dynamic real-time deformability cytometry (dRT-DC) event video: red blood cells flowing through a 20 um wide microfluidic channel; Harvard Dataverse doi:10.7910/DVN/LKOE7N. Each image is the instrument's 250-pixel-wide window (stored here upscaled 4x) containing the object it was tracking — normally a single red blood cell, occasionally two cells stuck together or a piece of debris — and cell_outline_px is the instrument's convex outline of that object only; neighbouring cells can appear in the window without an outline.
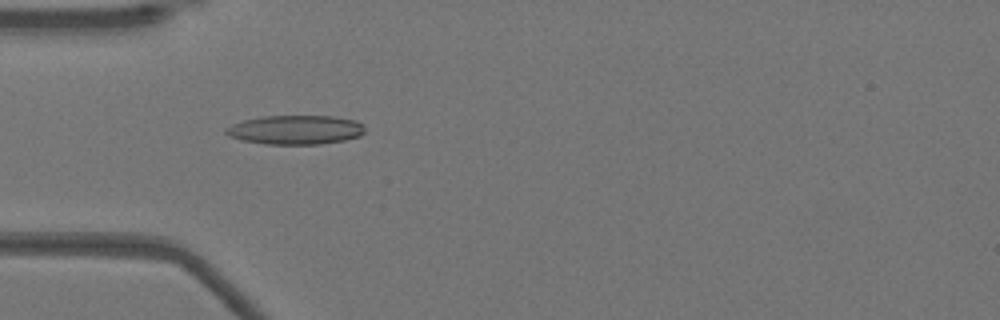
{"species": "Egyptian fruit bat (a non-hibernating species)", "species_latin": "Rousettus aegyptiacus", "temperature_condition": "warm", "stored_images_in_passage": 52, "camera_frame_rate_fps": 3000, "um_per_image_px": 0.085, "animal": {"sex": "female"}, "frame": {"image": 1, "passage_image": 16, "time_ms": 5.0, "image_size_px": [1000, 320], "cell_outline_px": [[364, 132], [360, 136], [344, 140], [320, 144], [264, 144], [244, 140], [228, 136], [224, 132], [224, 128], [232, 124], [244, 120], [264, 116], [332, 116], [356, 120], [364, 124]], "centroid_in_image_um": [25.12, 11.03], "position_along_channel_um": 59.9, "area_um2": 23.64}}
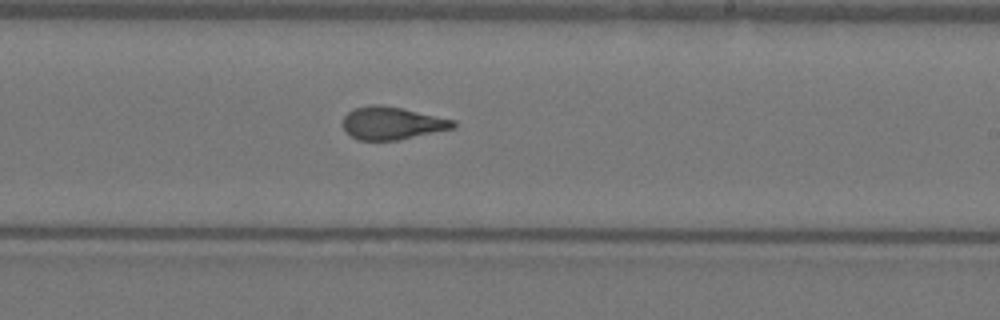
{"frame": {"image": 2, "passage_image": 31, "time_ms": 10.0, "image_size_px": [1000, 320], "cell_outline_px": [[456, 128], [396, 140], [356, 140], [340, 124], [344, 116], [348, 112], [356, 108], [368, 104], [380, 104], [400, 108], [456, 120]], "centroid_in_image_um": [33.31, 10.46], "position_along_channel_um": 255.7, "area_um2": 21.04}}
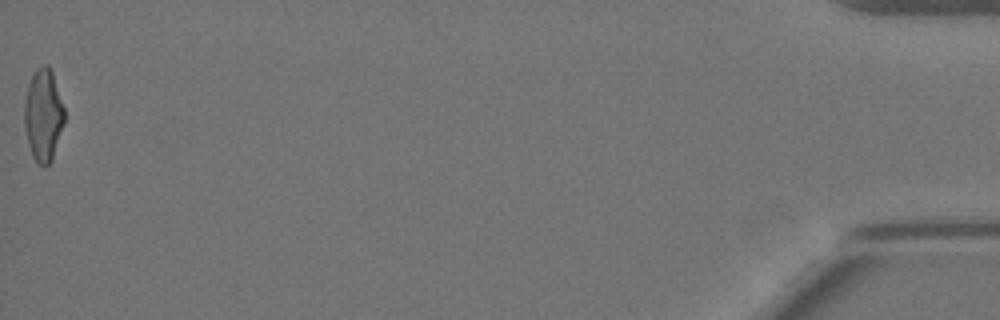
{"frame": {"image": 3, "passage_image": 52, "time_ms": 17.0, "image_size_px": [1000, 320], "cell_outline_px": [[64, 124], [52, 160], [44, 168], [32, 156], [28, 144], [24, 128], [24, 100], [28, 84], [36, 68], [44, 64], [48, 64], [52, 72], [64, 108]], "centroid_in_image_um": [3.67, 9.79], "position_along_channel_um": 431.5, "area_um2": 21.62}, "authors_computed_cell_mechanics": {"area_um2": 21.6461, "velocity_mm_per_s": 3.9441, "shape_relaxation_time_tau1_ms": 8.2771, "shape_relaxation_time_tau2_ms": 1.1677, "deformation_change_tau1": 0.2623, "deformation_change_tau2": 0.0829}}